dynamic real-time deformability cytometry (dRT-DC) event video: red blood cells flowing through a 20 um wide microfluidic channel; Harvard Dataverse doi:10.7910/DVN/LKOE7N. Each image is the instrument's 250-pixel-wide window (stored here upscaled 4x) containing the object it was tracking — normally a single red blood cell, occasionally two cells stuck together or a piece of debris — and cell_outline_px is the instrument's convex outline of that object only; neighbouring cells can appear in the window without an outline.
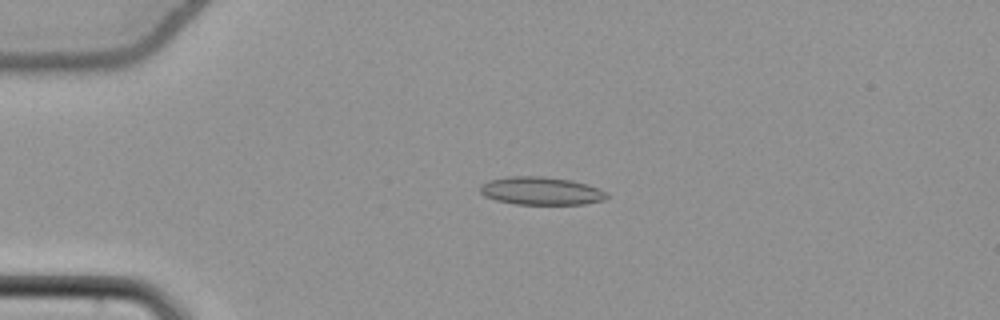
{"species": "common noctule bat (a hibernating species)", "species_latin": "Nyctalus noctula", "temperature_condition": "cold", "stored_images_in_passage": 55, "camera_frame_rate_fps": 3000, "um_per_image_px": 0.085, "animal": {"sex": "female", "body_mass_g": 22.7, "forearm_length_mm": 54.2}, "frame": {"image": 1, "passage_image": 14, "time_ms": 4.333, "image_size_px": [1000, 320], "cell_outline_px": [[608, 196], [604, 200], [584, 204], [516, 204], [496, 200], [484, 196], [480, 192], [480, 184], [488, 180], [508, 176], [540, 176], [572, 180], [588, 184], [600, 188], [608, 192]], "centroid_in_image_um": [46.0, 16.22], "position_along_channel_um": 39.0, "area_um2": 20.87}}
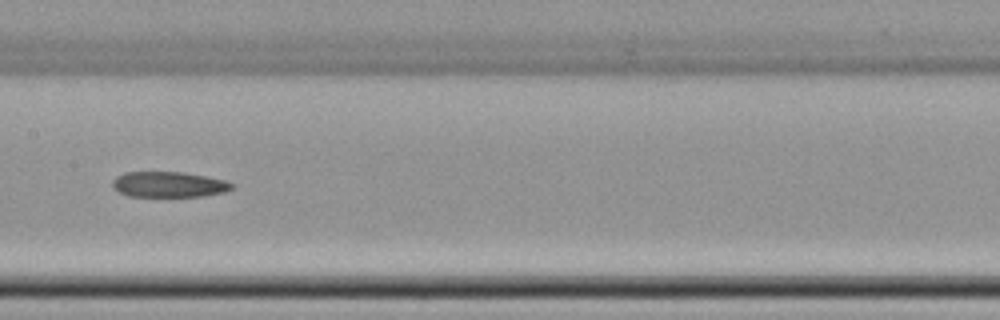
{"frame": {"image": 2, "passage_image": 29, "time_ms": 9.333, "image_size_px": [1000, 320], "cell_outline_px": [[236, 184], [232, 188], [224, 192], [204, 196], [128, 196], [112, 188], [112, 180], [116, 176], [124, 172], [184, 172], [224, 180]], "centroid_in_image_um": [14.33, 15.67], "position_along_channel_um": 193.1, "area_um2": 17.8}}
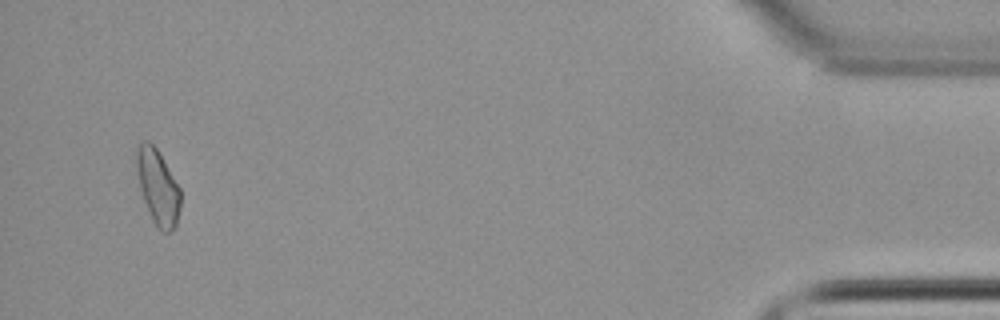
{"frame": {"image": 3, "passage_image": 53, "time_ms": 17.333, "image_size_px": [1000, 320], "cell_outline_px": [[180, 208], [176, 228], [168, 232], [160, 232], [152, 220], [144, 200], [140, 188], [136, 164], [136, 148], [144, 140], [148, 140], [156, 148], [180, 188]], "centroid_in_image_um": [13.42, 15.93], "position_along_channel_um": 421.8, "area_um2": 19.07}}